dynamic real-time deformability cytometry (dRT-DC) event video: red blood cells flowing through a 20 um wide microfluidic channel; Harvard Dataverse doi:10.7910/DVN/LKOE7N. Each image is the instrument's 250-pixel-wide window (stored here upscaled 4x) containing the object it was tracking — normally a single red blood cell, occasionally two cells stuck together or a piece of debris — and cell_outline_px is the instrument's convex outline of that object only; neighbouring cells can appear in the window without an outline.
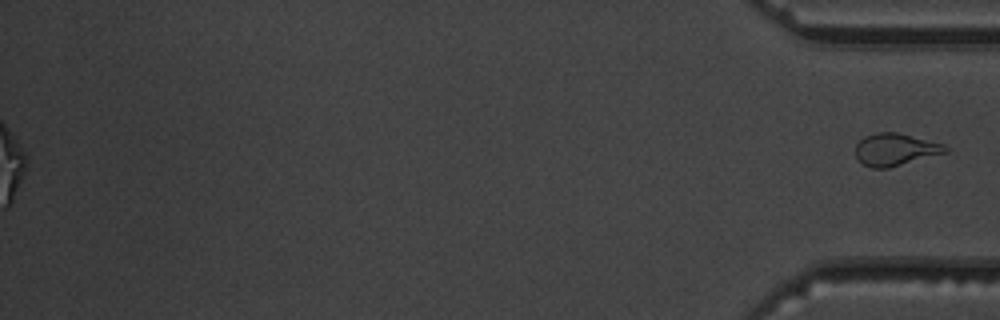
{"species": "common noctule bat (a hibernating species)", "species_latin": "Nyctalus noctula", "temperature_condition": "warm", "stored_images_in_passage": 15, "segment_of_instrument_passage": [2, 2], "camera_frame_rate_fps": 3000, "um_per_image_px": 0.085, "animal": {"sex": "male", "body_mass_g": 19.5, "forearm_length_mm": 54.6}, "frame": {"image": 1, "passage_image": 15, "time_ms": 16.333, "image_size_px": [1000, 320], "cell_outline_px": [[952, 148], [948, 152], [888, 168], [872, 168], [864, 164], [856, 156], [856, 144], [864, 136], [876, 132], [896, 132], [944, 144]], "centroid_in_image_um": [76.13, 12.7], "position_along_channel_um": 359.1, "area_um2": 16.88}}